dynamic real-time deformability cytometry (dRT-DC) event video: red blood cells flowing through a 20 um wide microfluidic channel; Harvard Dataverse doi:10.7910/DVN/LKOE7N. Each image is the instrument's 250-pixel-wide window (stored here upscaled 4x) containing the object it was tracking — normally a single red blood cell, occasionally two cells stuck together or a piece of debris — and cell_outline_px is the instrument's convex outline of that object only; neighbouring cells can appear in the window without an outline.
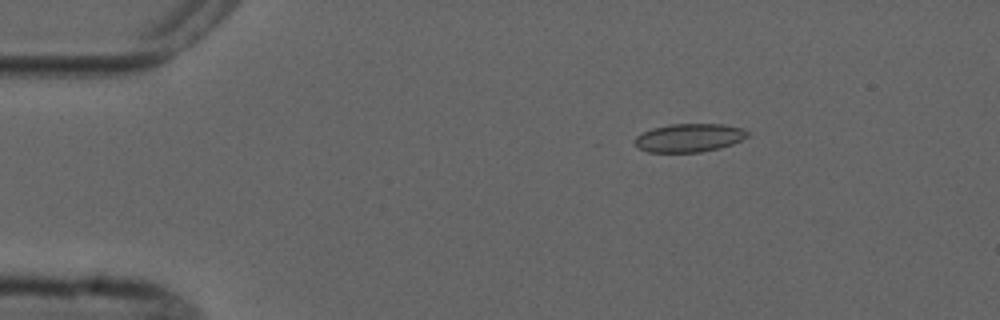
{"species": "common noctule bat (a hibernating species)", "species_latin": "Nyctalus noctula", "temperature_condition": "cold", "stored_images_in_passage": 3, "camera_frame_rate_fps": 3000, "um_per_image_px": 0.085, "animal": {"sex": "male", "forearm_length_mm": 52.5}, "frame": {"image": 1, "passage_image": 2, "time_ms": 1.0, "image_size_px": [1000, 320], "cell_outline_px": [[748, 136], [732, 144], [720, 148], [700, 152], [648, 152], [640, 148], [636, 144], [636, 136], [652, 128], [668, 124], [724, 124], [744, 128], [748, 132]], "centroid_in_image_um": [58.61, 11.7], "position_along_channel_um": 26.4, "area_um2": 18.55}}